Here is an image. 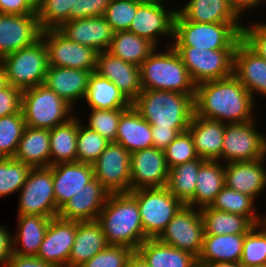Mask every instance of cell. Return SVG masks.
<instances>
[{"instance_id": "1", "label": "cell", "mask_w": 266, "mask_h": 267, "mask_svg": "<svg viewBox=\"0 0 266 267\" xmlns=\"http://www.w3.org/2000/svg\"><path fill=\"white\" fill-rule=\"evenodd\" d=\"M255 99L234 76L196 85L195 114L223 123L254 120Z\"/></svg>"}, {"instance_id": "2", "label": "cell", "mask_w": 266, "mask_h": 267, "mask_svg": "<svg viewBox=\"0 0 266 267\" xmlns=\"http://www.w3.org/2000/svg\"><path fill=\"white\" fill-rule=\"evenodd\" d=\"M97 221L108 245H123L136 251L148 239L137 200L130 192L110 193Z\"/></svg>"}, {"instance_id": "3", "label": "cell", "mask_w": 266, "mask_h": 267, "mask_svg": "<svg viewBox=\"0 0 266 267\" xmlns=\"http://www.w3.org/2000/svg\"><path fill=\"white\" fill-rule=\"evenodd\" d=\"M194 97L195 94L142 90L132 106L151 126L188 129L195 113Z\"/></svg>"}, {"instance_id": "4", "label": "cell", "mask_w": 266, "mask_h": 267, "mask_svg": "<svg viewBox=\"0 0 266 267\" xmlns=\"http://www.w3.org/2000/svg\"><path fill=\"white\" fill-rule=\"evenodd\" d=\"M165 50L159 52L156 48L139 66L142 90L195 94L196 85L191 80L179 53L170 43Z\"/></svg>"}, {"instance_id": "5", "label": "cell", "mask_w": 266, "mask_h": 267, "mask_svg": "<svg viewBox=\"0 0 266 267\" xmlns=\"http://www.w3.org/2000/svg\"><path fill=\"white\" fill-rule=\"evenodd\" d=\"M243 26V23L186 21L177 12L172 46H193L208 50L235 49L242 39Z\"/></svg>"}, {"instance_id": "6", "label": "cell", "mask_w": 266, "mask_h": 267, "mask_svg": "<svg viewBox=\"0 0 266 267\" xmlns=\"http://www.w3.org/2000/svg\"><path fill=\"white\" fill-rule=\"evenodd\" d=\"M73 109L44 84L22 90L21 112L28 127L51 130L74 117Z\"/></svg>"}, {"instance_id": "7", "label": "cell", "mask_w": 266, "mask_h": 267, "mask_svg": "<svg viewBox=\"0 0 266 267\" xmlns=\"http://www.w3.org/2000/svg\"><path fill=\"white\" fill-rule=\"evenodd\" d=\"M6 70L8 83L25 90L42 85L48 69V53L42 38L29 47L4 56L0 60Z\"/></svg>"}, {"instance_id": "8", "label": "cell", "mask_w": 266, "mask_h": 267, "mask_svg": "<svg viewBox=\"0 0 266 267\" xmlns=\"http://www.w3.org/2000/svg\"><path fill=\"white\" fill-rule=\"evenodd\" d=\"M130 193L136 198L144 234L157 239L184 205L168 188H143Z\"/></svg>"}, {"instance_id": "9", "label": "cell", "mask_w": 266, "mask_h": 267, "mask_svg": "<svg viewBox=\"0 0 266 267\" xmlns=\"http://www.w3.org/2000/svg\"><path fill=\"white\" fill-rule=\"evenodd\" d=\"M179 53L195 85L233 75L235 49L208 50L193 46H173Z\"/></svg>"}, {"instance_id": "10", "label": "cell", "mask_w": 266, "mask_h": 267, "mask_svg": "<svg viewBox=\"0 0 266 267\" xmlns=\"http://www.w3.org/2000/svg\"><path fill=\"white\" fill-rule=\"evenodd\" d=\"M19 192L17 215L58 217L52 166L32 168Z\"/></svg>"}, {"instance_id": "11", "label": "cell", "mask_w": 266, "mask_h": 267, "mask_svg": "<svg viewBox=\"0 0 266 267\" xmlns=\"http://www.w3.org/2000/svg\"><path fill=\"white\" fill-rule=\"evenodd\" d=\"M256 121L254 119L226 124L222 163L253 161L266 157V136L256 130Z\"/></svg>"}, {"instance_id": "12", "label": "cell", "mask_w": 266, "mask_h": 267, "mask_svg": "<svg viewBox=\"0 0 266 267\" xmlns=\"http://www.w3.org/2000/svg\"><path fill=\"white\" fill-rule=\"evenodd\" d=\"M204 234L200 208L196 209V207L184 204L157 239L198 257L202 249Z\"/></svg>"}, {"instance_id": "13", "label": "cell", "mask_w": 266, "mask_h": 267, "mask_svg": "<svg viewBox=\"0 0 266 267\" xmlns=\"http://www.w3.org/2000/svg\"><path fill=\"white\" fill-rule=\"evenodd\" d=\"M41 38L47 47L48 66L95 71L98 55L95 49L74 43L58 29L43 30Z\"/></svg>"}, {"instance_id": "14", "label": "cell", "mask_w": 266, "mask_h": 267, "mask_svg": "<svg viewBox=\"0 0 266 267\" xmlns=\"http://www.w3.org/2000/svg\"><path fill=\"white\" fill-rule=\"evenodd\" d=\"M165 0H144L136 10L129 31L146 38L156 47L162 35L174 38V21L177 10L165 9Z\"/></svg>"}, {"instance_id": "15", "label": "cell", "mask_w": 266, "mask_h": 267, "mask_svg": "<svg viewBox=\"0 0 266 267\" xmlns=\"http://www.w3.org/2000/svg\"><path fill=\"white\" fill-rule=\"evenodd\" d=\"M131 154L119 143L110 142L92 164L96 178L109 193L130 192Z\"/></svg>"}, {"instance_id": "16", "label": "cell", "mask_w": 266, "mask_h": 267, "mask_svg": "<svg viewBox=\"0 0 266 267\" xmlns=\"http://www.w3.org/2000/svg\"><path fill=\"white\" fill-rule=\"evenodd\" d=\"M168 175L164 151L150 147L131 153L130 191L165 187Z\"/></svg>"}, {"instance_id": "17", "label": "cell", "mask_w": 266, "mask_h": 267, "mask_svg": "<svg viewBox=\"0 0 266 267\" xmlns=\"http://www.w3.org/2000/svg\"><path fill=\"white\" fill-rule=\"evenodd\" d=\"M41 32L37 13H0V60L8 54L33 45L41 38Z\"/></svg>"}, {"instance_id": "18", "label": "cell", "mask_w": 266, "mask_h": 267, "mask_svg": "<svg viewBox=\"0 0 266 267\" xmlns=\"http://www.w3.org/2000/svg\"><path fill=\"white\" fill-rule=\"evenodd\" d=\"M75 233L76 221L52 218L37 257L53 267H68Z\"/></svg>"}, {"instance_id": "19", "label": "cell", "mask_w": 266, "mask_h": 267, "mask_svg": "<svg viewBox=\"0 0 266 267\" xmlns=\"http://www.w3.org/2000/svg\"><path fill=\"white\" fill-rule=\"evenodd\" d=\"M58 30L74 43L107 51L113 39V30L104 16L74 19L63 23Z\"/></svg>"}, {"instance_id": "20", "label": "cell", "mask_w": 266, "mask_h": 267, "mask_svg": "<svg viewBox=\"0 0 266 267\" xmlns=\"http://www.w3.org/2000/svg\"><path fill=\"white\" fill-rule=\"evenodd\" d=\"M233 75L256 100L255 94L266 97V60L252 50L242 39L233 55Z\"/></svg>"}, {"instance_id": "21", "label": "cell", "mask_w": 266, "mask_h": 267, "mask_svg": "<svg viewBox=\"0 0 266 267\" xmlns=\"http://www.w3.org/2000/svg\"><path fill=\"white\" fill-rule=\"evenodd\" d=\"M95 72L113 82L131 102L142 91L140 67L125 62L108 51L98 53Z\"/></svg>"}, {"instance_id": "22", "label": "cell", "mask_w": 266, "mask_h": 267, "mask_svg": "<svg viewBox=\"0 0 266 267\" xmlns=\"http://www.w3.org/2000/svg\"><path fill=\"white\" fill-rule=\"evenodd\" d=\"M109 191L94 178L59 210L58 217L71 221H94L105 206Z\"/></svg>"}, {"instance_id": "23", "label": "cell", "mask_w": 266, "mask_h": 267, "mask_svg": "<svg viewBox=\"0 0 266 267\" xmlns=\"http://www.w3.org/2000/svg\"><path fill=\"white\" fill-rule=\"evenodd\" d=\"M53 188L57 210L94 179L93 165L80 162L59 163L52 166Z\"/></svg>"}, {"instance_id": "24", "label": "cell", "mask_w": 266, "mask_h": 267, "mask_svg": "<svg viewBox=\"0 0 266 267\" xmlns=\"http://www.w3.org/2000/svg\"><path fill=\"white\" fill-rule=\"evenodd\" d=\"M92 70L48 66L44 85L75 108L79 100H84Z\"/></svg>"}, {"instance_id": "25", "label": "cell", "mask_w": 266, "mask_h": 267, "mask_svg": "<svg viewBox=\"0 0 266 267\" xmlns=\"http://www.w3.org/2000/svg\"><path fill=\"white\" fill-rule=\"evenodd\" d=\"M263 159L225 164V186L251 196L254 200L266 190V168Z\"/></svg>"}, {"instance_id": "26", "label": "cell", "mask_w": 266, "mask_h": 267, "mask_svg": "<svg viewBox=\"0 0 266 267\" xmlns=\"http://www.w3.org/2000/svg\"><path fill=\"white\" fill-rule=\"evenodd\" d=\"M226 124L218 120L197 116L195 113L188 126L196 154L205 160H219L223 148Z\"/></svg>"}, {"instance_id": "27", "label": "cell", "mask_w": 266, "mask_h": 267, "mask_svg": "<svg viewBox=\"0 0 266 267\" xmlns=\"http://www.w3.org/2000/svg\"><path fill=\"white\" fill-rule=\"evenodd\" d=\"M107 245L103 229L97 220L76 221L75 241L68 258V267H79Z\"/></svg>"}, {"instance_id": "28", "label": "cell", "mask_w": 266, "mask_h": 267, "mask_svg": "<svg viewBox=\"0 0 266 267\" xmlns=\"http://www.w3.org/2000/svg\"><path fill=\"white\" fill-rule=\"evenodd\" d=\"M115 142L124 146L130 154L153 147L151 125L133 106L121 114Z\"/></svg>"}, {"instance_id": "29", "label": "cell", "mask_w": 266, "mask_h": 267, "mask_svg": "<svg viewBox=\"0 0 266 267\" xmlns=\"http://www.w3.org/2000/svg\"><path fill=\"white\" fill-rule=\"evenodd\" d=\"M17 216V229L15 235L13 234V254L37 256L52 218L39 215Z\"/></svg>"}, {"instance_id": "30", "label": "cell", "mask_w": 266, "mask_h": 267, "mask_svg": "<svg viewBox=\"0 0 266 267\" xmlns=\"http://www.w3.org/2000/svg\"><path fill=\"white\" fill-rule=\"evenodd\" d=\"M245 234L204 235L197 262L209 266L217 262L240 261Z\"/></svg>"}, {"instance_id": "31", "label": "cell", "mask_w": 266, "mask_h": 267, "mask_svg": "<svg viewBox=\"0 0 266 267\" xmlns=\"http://www.w3.org/2000/svg\"><path fill=\"white\" fill-rule=\"evenodd\" d=\"M177 12L186 20L198 23H241L228 0H188Z\"/></svg>"}, {"instance_id": "32", "label": "cell", "mask_w": 266, "mask_h": 267, "mask_svg": "<svg viewBox=\"0 0 266 267\" xmlns=\"http://www.w3.org/2000/svg\"><path fill=\"white\" fill-rule=\"evenodd\" d=\"M14 159L31 168L50 166V130L26 126Z\"/></svg>"}, {"instance_id": "33", "label": "cell", "mask_w": 266, "mask_h": 267, "mask_svg": "<svg viewBox=\"0 0 266 267\" xmlns=\"http://www.w3.org/2000/svg\"><path fill=\"white\" fill-rule=\"evenodd\" d=\"M150 267H195L197 257L185 250L146 239L136 250Z\"/></svg>"}, {"instance_id": "34", "label": "cell", "mask_w": 266, "mask_h": 267, "mask_svg": "<svg viewBox=\"0 0 266 267\" xmlns=\"http://www.w3.org/2000/svg\"><path fill=\"white\" fill-rule=\"evenodd\" d=\"M196 181L194 198L187 205L196 208L210 206L225 186V164L219 160H205Z\"/></svg>"}, {"instance_id": "35", "label": "cell", "mask_w": 266, "mask_h": 267, "mask_svg": "<svg viewBox=\"0 0 266 267\" xmlns=\"http://www.w3.org/2000/svg\"><path fill=\"white\" fill-rule=\"evenodd\" d=\"M85 101L90 109H128L132 102L109 79L95 71L89 79Z\"/></svg>"}, {"instance_id": "36", "label": "cell", "mask_w": 266, "mask_h": 267, "mask_svg": "<svg viewBox=\"0 0 266 267\" xmlns=\"http://www.w3.org/2000/svg\"><path fill=\"white\" fill-rule=\"evenodd\" d=\"M78 116L50 130V166L77 161Z\"/></svg>"}, {"instance_id": "37", "label": "cell", "mask_w": 266, "mask_h": 267, "mask_svg": "<svg viewBox=\"0 0 266 267\" xmlns=\"http://www.w3.org/2000/svg\"><path fill=\"white\" fill-rule=\"evenodd\" d=\"M157 47L129 30L115 32L107 50L125 62L140 66Z\"/></svg>"}, {"instance_id": "38", "label": "cell", "mask_w": 266, "mask_h": 267, "mask_svg": "<svg viewBox=\"0 0 266 267\" xmlns=\"http://www.w3.org/2000/svg\"><path fill=\"white\" fill-rule=\"evenodd\" d=\"M204 235L246 234L255 224L247 217L230 212L200 208Z\"/></svg>"}, {"instance_id": "39", "label": "cell", "mask_w": 266, "mask_h": 267, "mask_svg": "<svg viewBox=\"0 0 266 267\" xmlns=\"http://www.w3.org/2000/svg\"><path fill=\"white\" fill-rule=\"evenodd\" d=\"M204 161L205 159L198 157L169 169L166 187L185 205L194 198L197 175Z\"/></svg>"}, {"instance_id": "40", "label": "cell", "mask_w": 266, "mask_h": 267, "mask_svg": "<svg viewBox=\"0 0 266 267\" xmlns=\"http://www.w3.org/2000/svg\"><path fill=\"white\" fill-rule=\"evenodd\" d=\"M255 200L246 194L224 186L211 203L212 209L247 216L255 225L263 222V216L255 212Z\"/></svg>"}, {"instance_id": "41", "label": "cell", "mask_w": 266, "mask_h": 267, "mask_svg": "<svg viewBox=\"0 0 266 267\" xmlns=\"http://www.w3.org/2000/svg\"><path fill=\"white\" fill-rule=\"evenodd\" d=\"M77 0H43L36 9L41 30L58 29L70 21V11H76Z\"/></svg>"}, {"instance_id": "42", "label": "cell", "mask_w": 266, "mask_h": 267, "mask_svg": "<svg viewBox=\"0 0 266 267\" xmlns=\"http://www.w3.org/2000/svg\"><path fill=\"white\" fill-rule=\"evenodd\" d=\"M240 262L243 266L266 265V225H254L246 234Z\"/></svg>"}, {"instance_id": "43", "label": "cell", "mask_w": 266, "mask_h": 267, "mask_svg": "<svg viewBox=\"0 0 266 267\" xmlns=\"http://www.w3.org/2000/svg\"><path fill=\"white\" fill-rule=\"evenodd\" d=\"M25 127L22 112L0 117V157L14 158Z\"/></svg>"}, {"instance_id": "44", "label": "cell", "mask_w": 266, "mask_h": 267, "mask_svg": "<svg viewBox=\"0 0 266 267\" xmlns=\"http://www.w3.org/2000/svg\"><path fill=\"white\" fill-rule=\"evenodd\" d=\"M31 169L14 158L0 157V198L20 191Z\"/></svg>"}, {"instance_id": "45", "label": "cell", "mask_w": 266, "mask_h": 267, "mask_svg": "<svg viewBox=\"0 0 266 267\" xmlns=\"http://www.w3.org/2000/svg\"><path fill=\"white\" fill-rule=\"evenodd\" d=\"M110 141L84 126L79 118L77 135V162L93 164Z\"/></svg>"}, {"instance_id": "46", "label": "cell", "mask_w": 266, "mask_h": 267, "mask_svg": "<svg viewBox=\"0 0 266 267\" xmlns=\"http://www.w3.org/2000/svg\"><path fill=\"white\" fill-rule=\"evenodd\" d=\"M144 0H111L104 13L113 32L129 30L137 7Z\"/></svg>"}, {"instance_id": "47", "label": "cell", "mask_w": 266, "mask_h": 267, "mask_svg": "<svg viewBox=\"0 0 266 267\" xmlns=\"http://www.w3.org/2000/svg\"><path fill=\"white\" fill-rule=\"evenodd\" d=\"M85 126L99 133L110 142H115L121 114L126 109H90Z\"/></svg>"}, {"instance_id": "48", "label": "cell", "mask_w": 266, "mask_h": 267, "mask_svg": "<svg viewBox=\"0 0 266 267\" xmlns=\"http://www.w3.org/2000/svg\"><path fill=\"white\" fill-rule=\"evenodd\" d=\"M168 168L198 158L193 139L188 131L180 133L164 150Z\"/></svg>"}, {"instance_id": "49", "label": "cell", "mask_w": 266, "mask_h": 267, "mask_svg": "<svg viewBox=\"0 0 266 267\" xmlns=\"http://www.w3.org/2000/svg\"><path fill=\"white\" fill-rule=\"evenodd\" d=\"M134 250L123 245H107L79 267H126Z\"/></svg>"}, {"instance_id": "50", "label": "cell", "mask_w": 266, "mask_h": 267, "mask_svg": "<svg viewBox=\"0 0 266 267\" xmlns=\"http://www.w3.org/2000/svg\"><path fill=\"white\" fill-rule=\"evenodd\" d=\"M242 40L266 60V22H253L243 26Z\"/></svg>"}, {"instance_id": "51", "label": "cell", "mask_w": 266, "mask_h": 267, "mask_svg": "<svg viewBox=\"0 0 266 267\" xmlns=\"http://www.w3.org/2000/svg\"><path fill=\"white\" fill-rule=\"evenodd\" d=\"M111 0H77L76 11H70V20L104 16Z\"/></svg>"}, {"instance_id": "52", "label": "cell", "mask_w": 266, "mask_h": 267, "mask_svg": "<svg viewBox=\"0 0 266 267\" xmlns=\"http://www.w3.org/2000/svg\"><path fill=\"white\" fill-rule=\"evenodd\" d=\"M22 90L12 85L0 90V117L21 112Z\"/></svg>"}, {"instance_id": "53", "label": "cell", "mask_w": 266, "mask_h": 267, "mask_svg": "<svg viewBox=\"0 0 266 267\" xmlns=\"http://www.w3.org/2000/svg\"><path fill=\"white\" fill-rule=\"evenodd\" d=\"M188 129L158 128L151 126L153 147L164 151L167 146L180 134Z\"/></svg>"}, {"instance_id": "54", "label": "cell", "mask_w": 266, "mask_h": 267, "mask_svg": "<svg viewBox=\"0 0 266 267\" xmlns=\"http://www.w3.org/2000/svg\"><path fill=\"white\" fill-rule=\"evenodd\" d=\"M1 14H34L36 9L28 2V0H0Z\"/></svg>"}, {"instance_id": "55", "label": "cell", "mask_w": 266, "mask_h": 267, "mask_svg": "<svg viewBox=\"0 0 266 267\" xmlns=\"http://www.w3.org/2000/svg\"><path fill=\"white\" fill-rule=\"evenodd\" d=\"M4 225H0V265L5 263L13 255V235Z\"/></svg>"}, {"instance_id": "56", "label": "cell", "mask_w": 266, "mask_h": 267, "mask_svg": "<svg viewBox=\"0 0 266 267\" xmlns=\"http://www.w3.org/2000/svg\"><path fill=\"white\" fill-rule=\"evenodd\" d=\"M4 267H53L37 256H18L13 254Z\"/></svg>"}, {"instance_id": "57", "label": "cell", "mask_w": 266, "mask_h": 267, "mask_svg": "<svg viewBox=\"0 0 266 267\" xmlns=\"http://www.w3.org/2000/svg\"><path fill=\"white\" fill-rule=\"evenodd\" d=\"M228 3L234 12L241 18V16L243 17L245 14V11L258 8V5L264 3V0H228Z\"/></svg>"}, {"instance_id": "58", "label": "cell", "mask_w": 266, "mask_h": 267, "mask_svg": "<svg viewBox=\"0 0 266 267\" xmlns=\"http://www.w3.org/2000/svg\"><path fill=\"white\" fill-rule=\"evenodd\" d=\"M126 267H150L144 259L134 251L129 257Z\"/></svg>"}, {"instance_id": "59", "label": "cell", "mask_w": 266, "mask_h": 267, "mask_svg": "<svg viewBox=\"0 0 266 267\" xmlns=\"http://www.w3.org/2000/svg\"><path fill=\"white\" fill-rule=\"evenodd\" d=\"M8 85L7 73L3 63L0 61V90L6 88Z\"/></svg>"}, {"instance_id": "60", "label": "cell", "mask_w": 266, "mask_h": 267, "mask_svg": "<svg viewBox=\"0 0 266 267\" xmlns=\"http://www.w3.org/2000/svg\"><path fill=\"white\" fill-rule=\"evenodd\" d=\"M210 267H244L240 261L236 262H217L209 265Z\"/></svg>"}, {"instance_id": "61", "label": "cell", "mask_w": 266, "mask_h": 267, "mask_svg": "<svg viewBox=\"0 0 266 267\" xmlns=\"http://www.w3.org/2000/svg\"><path fill=\"white\" fill-rule=\"evenodd\" d=\"M43 0H28V2L37 9L41 4Z\"/></svg>"}, {"instance_id": "62", "label": "cell", "mask_w": 266, "mask_h": 267, "mask_svg": "<svg viewBox=\"0 0 266 267\" xmlns=\"http://www.w3.org/2000/svg\"><path fill=\"white\" fill-rule=\"evenodd\" d=\"M195 267H210V266H207V265H203V264L197 263V264L195 265Z\"/></svg>"}, {"instance_id": "63", "label": "cell", "mask_w": 266, "mask_h": 267, "mask_svg": "<svg viewBox=\"0 0 266 267\" xmlns=\"http://www.w3.org/2000/svg\"><path fill=\"white\" fill-rule=\"evenodd\" d=\"M244 267H266V265L265 266H244Z\"/></svg>"}, {"instance_id": "64", "label": "cell", "mask_w": 266, "mask_h": 267, "mask_svg": "<svg viewBox=\"0 0 266 267\" xmlns=\"http://www.w3.org/2000/svg\"><path fill=\"white\" fill-rule=\"evenodd\" d=\"M263 223L266 225V216L263 217Z\"/></svg>"}]
</instances>
